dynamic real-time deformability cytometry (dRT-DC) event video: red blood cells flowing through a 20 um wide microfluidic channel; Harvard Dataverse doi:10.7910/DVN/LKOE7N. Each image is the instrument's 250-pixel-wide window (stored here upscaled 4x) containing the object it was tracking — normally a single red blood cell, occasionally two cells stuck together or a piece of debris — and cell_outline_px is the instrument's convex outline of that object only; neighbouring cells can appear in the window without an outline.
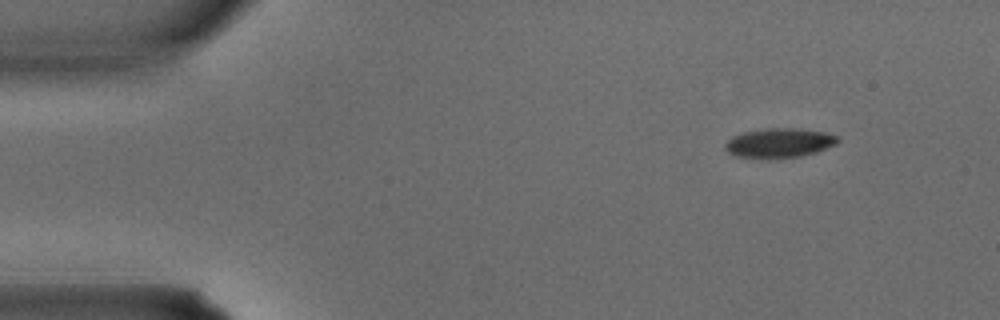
{"species": "common noctule bat (a hibernating species)", "species_latin": "Nyctalus noctula", "temperature_condition": "warm", "stored_images_in_passage": 4, "camera_frame_rate_fps": 3000, "um_per_image_px": 0.085, "animal": {"sex": "male", "body_mass_g": 15.6}, "frame": {"image": 1, "passage_image": 1, "time_ms": 0.0, "image_size_px": [1000, 320], "cell_outline_px": [[840, 140], [836, 144], [816, 152], [800, 156], [768, 160], [760, 160], [736, 156], [728, 152], [724, 148], [724, 144], [732, 136], [744, 132], [764, 128], [800, 128], [828, 132], [836, 136]], "centroid_in_image_um": [66.21, 12.16], "position_along_channel_um": 18.8, "area_um2": 19.88}}